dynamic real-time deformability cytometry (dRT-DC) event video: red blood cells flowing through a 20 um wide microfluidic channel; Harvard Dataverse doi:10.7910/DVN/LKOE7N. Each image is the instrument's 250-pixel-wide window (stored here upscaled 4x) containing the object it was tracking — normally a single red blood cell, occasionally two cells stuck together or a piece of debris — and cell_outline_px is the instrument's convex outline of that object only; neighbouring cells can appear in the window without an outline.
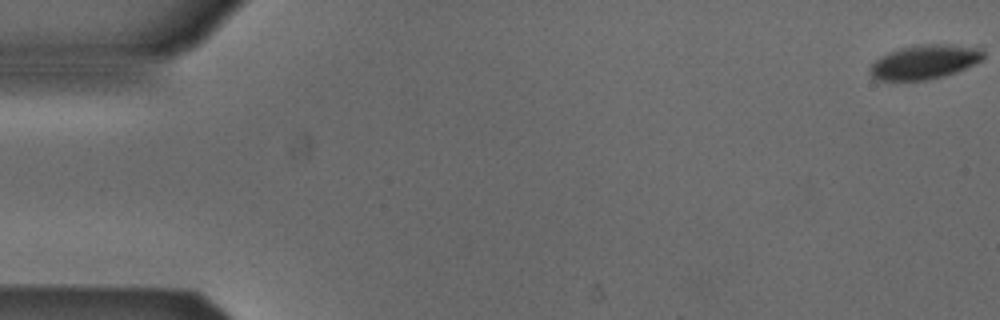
{"species": "Egyptian fruit bat (a non-hibernating species)", "species_latin": "Rousettus aegyptiacus", "temperature_condition": "cold", "stored_images_in_passage": 55, "camera_frame_rate_fps": 3000, "um_per_image_px": 0.085, "animal": {"sex": "male"}, "frame": {"image": 1, "passage_image": 1, "time_ms": 0.0, "image_size_px": [1000, 320], "cell_outline_px": [[984, 56], [980, 60], [956, 72], [924, 80], [876, 80], [868, 72], [868, 68], [880, 56], [888, 52], [900, 48], [920, 44], [980, 44], [984, 52]], "centroid_in_image_um": [78.62, 5.22], "position_along_channel_um": 6.4, "area_um2": 22.89}}
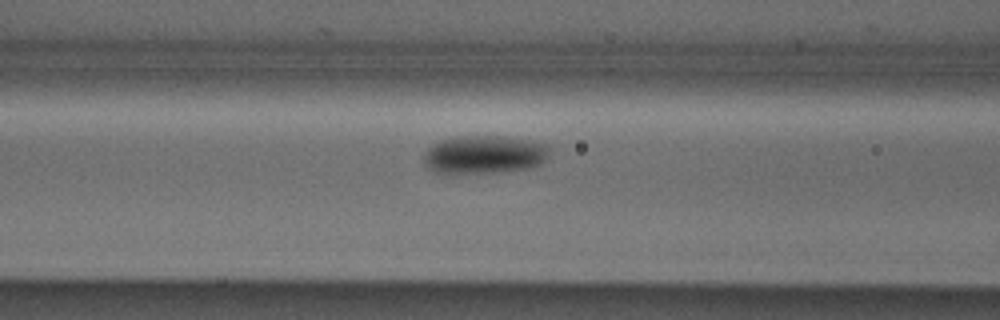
{"frame": {"image": 2, "passage_image": 22, "time_ms": 7.0, "image_size_px": [1000, 320], "cell_outline_px": [[548, 156], [544, 164], [532, 168], [492, 172], [432, 172], [424, 164], [424, 156], [428, 148], [432, 144], [440, 140], [456, 136], [504, 136], [528, 140], [548, 144]], "centroid_in_image_um": [41.19, 13.12], "position_along_channel_um": 125.4, "area_um2": 28.03}}
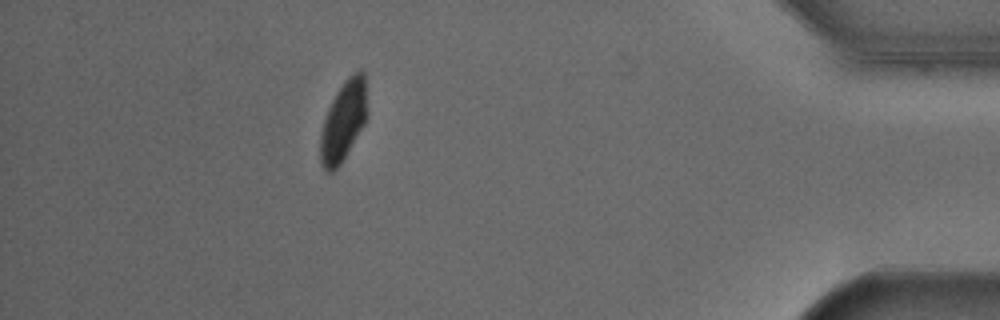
{"frame": {"image": 3, "passage_image": 48, "time_ms": 15.667, "image_size_px": [1000, 320], "cell_outline_px": [[368, 116], [364, 124], [340, 164], [332, 172], [324, 172], [320, 160], [320, 136], [324, 120], [328, 108], [336, 92], [344, 80], [352, 72], [360, 68], [364, 72], [368, 112]], "centroid_in_image_um": [29.2, 10.24], "position_along_channel_um": 406.0, "area_um2": 22.02}}